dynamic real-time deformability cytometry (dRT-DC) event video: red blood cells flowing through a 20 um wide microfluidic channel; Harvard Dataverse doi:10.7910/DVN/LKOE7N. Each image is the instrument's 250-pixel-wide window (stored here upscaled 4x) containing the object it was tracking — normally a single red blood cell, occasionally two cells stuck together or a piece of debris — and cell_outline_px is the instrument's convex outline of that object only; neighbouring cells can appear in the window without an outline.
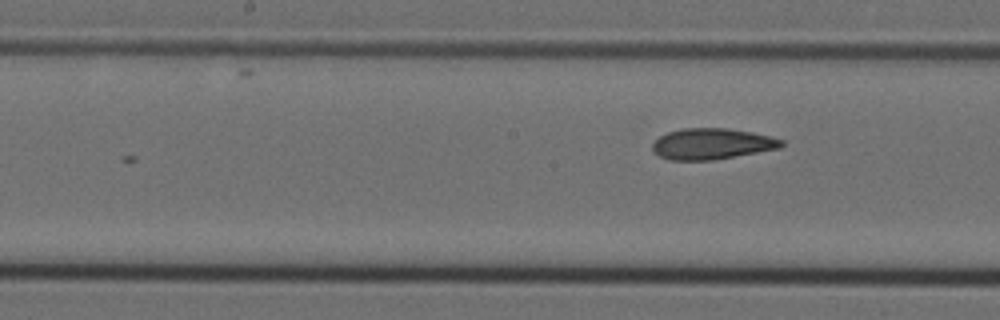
{"species": "Egyptian fruit bat (a non-hibernating species)", "species_latin": "Rousettus aegyptiacus", "temperature_condition": "cold", "stored_images_in_passage": 7, "camera_frame_rate_fps": 3000, "um_per_image_px": 0.085, "animal": {"sex": "female"}, "frame": {"image": 1, "passage_image": 7, "time_ms": 2.0, "image_size_px": [1000, 320], "cell_outline_px": [[784, 144], [780, 148], [712, 160], [668, 160], [652, 152], [652, 144], [660, 136], [668, 132], [684, 128], [728, 128], [752, 132], [784, 140]], "centroid_in_image_um": [60.49, 12.23], "position_along_channel_um": 187.7, "area_um2": 23.24}}